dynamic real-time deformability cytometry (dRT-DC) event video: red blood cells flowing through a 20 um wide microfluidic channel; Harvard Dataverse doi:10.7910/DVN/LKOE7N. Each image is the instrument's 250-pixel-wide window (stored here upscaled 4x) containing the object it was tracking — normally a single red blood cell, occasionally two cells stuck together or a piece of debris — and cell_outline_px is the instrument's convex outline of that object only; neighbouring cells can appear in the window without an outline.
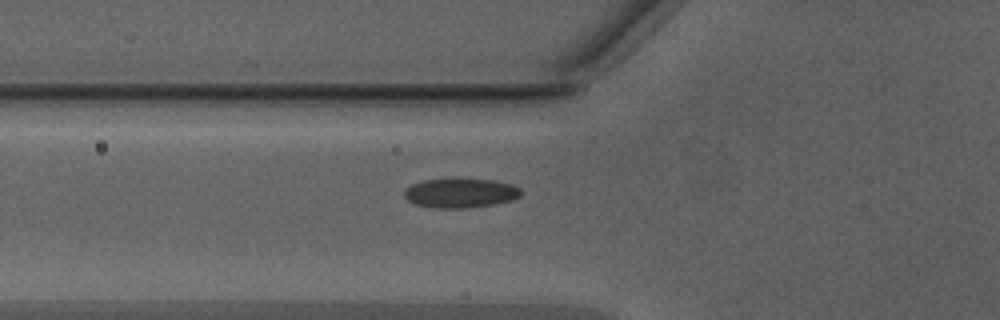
{"species": "Egyptian fruit bat (a non-hibernating species)", "species_latin": "Rousettus aegyptiacus", "temperature_condition": "warm", "stored_images_in_passage": 32, "camera_frame_rate_fps": 3000, "um_per_image_px": 0.085, "animal": {"sex": "male"}, "frame": {"image": 1, "passage_image": 2, "time_ms": 0.333, "image_size_px": [1000, 320], "cell_outline_px": [[520, 196], [512, 200], [492, 204], [468, 208], [432, 208], [416, 204], [408, 200], [404, 196], [404, 192], [412, 184], [424, 180], [492, 180], [512, 184], [520, 188]], "centroid_in_image_um": [39.14, 16.43], "position_along_channel_um": 86.7, "area_um2": 19.54}}
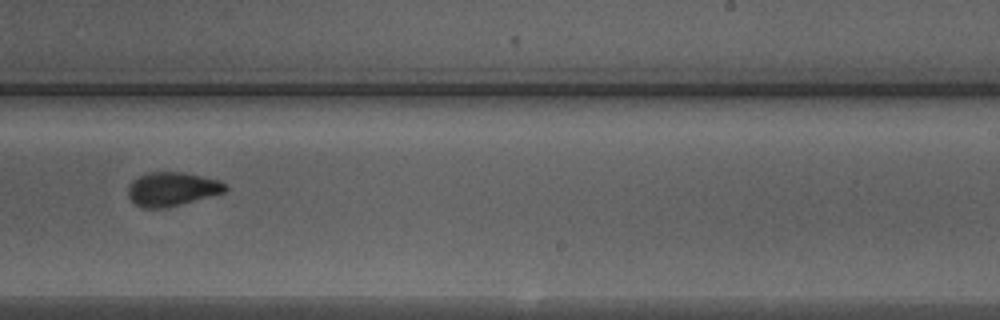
{"frame": {"image": 2, "passage_image": 15, "time_ms": 4.667, "image_size_px": [1000, 320], "cell_outline_px": [[228, 188], [224, 192], [168, 208], [144, 208], [136, 204], [128, 196], [128, 188], [132, 180], [148, 172], [180, 172], [200, 176], [216, 180], [224, 184]], "centroid_in_image_um": [14.58, 16.08], "position_along_channel_um": 274.4, "area_um2": 18.9}}
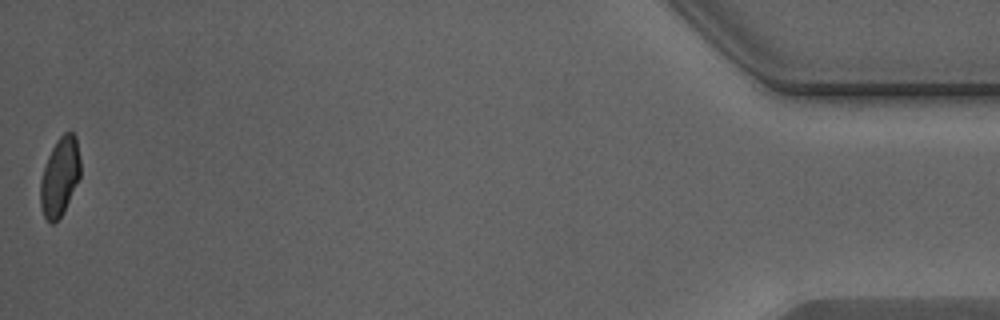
{"frame": {"image": 3, "passage_image": 32, "time_ms": 10.333, "image_size_px": [1000, 320], "cell_outline_px": [[80, 176], [64, 212], [52, 224], [48, 224], [44, 216], [40, 204], [40, 180], [48, 156], [56, 140], [64, 132], [72, 132], [76, 136], [80, 160]], "centroid_in_image_um": [5.08, 15.02], "position_along_channel_um": 430.1, "area_um2": 18.32}, "authors_computed_cell_mechanics": {"area_um2": 19.4208, "velocity_mm_per_s": 4.3294, "shape_relaxation_time_tau1_ms": 2.79, "shape_relaxation_time_tau2_ms": 1.1202, "deformation_change_tau1": 0.116, "deformation_change_tau2": 0.047}}